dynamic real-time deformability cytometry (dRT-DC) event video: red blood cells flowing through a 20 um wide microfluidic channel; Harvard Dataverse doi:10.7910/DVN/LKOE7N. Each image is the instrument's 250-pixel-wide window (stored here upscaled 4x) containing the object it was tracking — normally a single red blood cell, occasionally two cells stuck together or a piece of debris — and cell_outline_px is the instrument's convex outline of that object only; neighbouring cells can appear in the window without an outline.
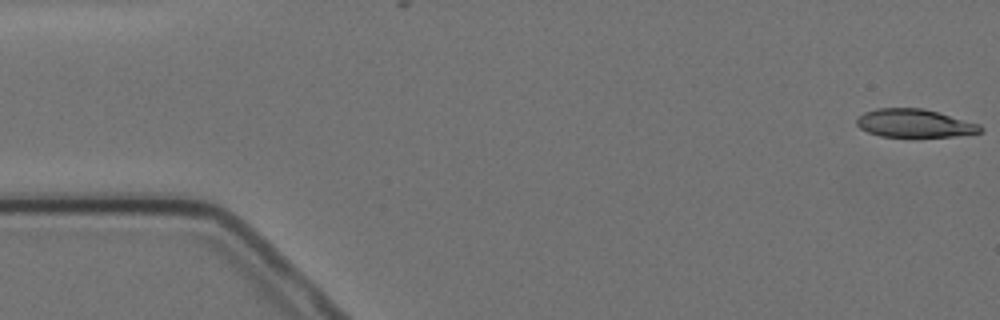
{"species": "Egyptian fruit bat (a non-hibernating species)", "species_latin": "Rousettus aegyptiacus", "temperature_condition": "cold", "stored_images_in_passage": 5, "camera_frame_rate_fps": 3000, "um_per_image_px": 0.085, "animal": {"sex": "female"}, "frame": {"image": 1, "passage_image": 1, "time_ms": 0.0, "image_size_px": [1000, 320], "cell_outline_px": [[984, 132], [956, 136], [912, 140], [880, 136], [868, 132], [860, 128], [856, 124], [856, 120], [864, 112], [876, 108], [924, 108], [980, 124], [984, 128]], "centroid_in_image_um": [77.76, 10.53], "position_along_channel_um": 7.2, "area_um2": 21.39}}
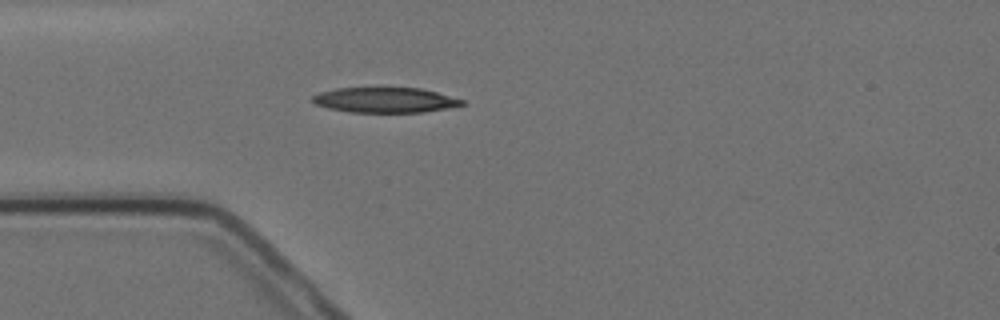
{"frame": {"image": 2, "passage_image": 5, "time_ms": 4.667, "image_size_px": [1000, 320], "cell_outline_px": [[464, 104], [424, 112], [352, 112], [328, 108], [316, 104], [312, 100], [312, 96], [320, 92], [336, 88], [420, 88], [436, 92], [464, 100]], "centroid_in_image_um": [32.69, 8.5], "position_along_channel_um": 52.3, "area_um2": 21.62}}